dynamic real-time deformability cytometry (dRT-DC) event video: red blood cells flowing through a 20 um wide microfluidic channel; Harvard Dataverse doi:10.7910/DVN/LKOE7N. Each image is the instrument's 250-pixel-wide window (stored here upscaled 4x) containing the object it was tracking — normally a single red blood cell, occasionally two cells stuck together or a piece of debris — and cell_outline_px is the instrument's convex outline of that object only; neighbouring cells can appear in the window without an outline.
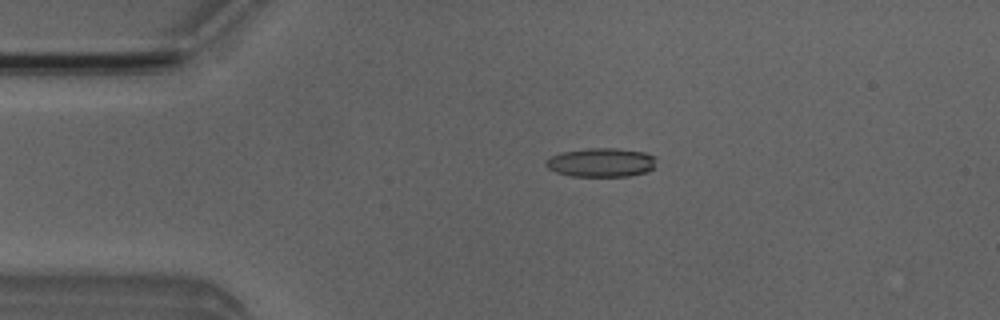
{"species": "Egyptian fruit bat (a non-hibernating species)", "species_latin": "Rousettus aegyptiacus", "temperature_condition": "room temperature", "stored_images_in_passage": 2, "camera_frame_rate_fps": 3000, "um_per_image_px": 0.085, "animal": {"sex": "male"}, "frame": {"image": 1, "passage_image": 1, "time_ms": 0.0, "image_size_px": [1000, 320], "cell_outline_px": [[656, 156], [652, 168], [648, 172], [628, 176], [572, 176], [556, 172], [548, 168], [544, 164], [544, 160], [560, 152], [588, 148], [616, 148], [644, 152]], "centroid_in_image_um": [51.07, 13.8], "position_along_channel_um": 33.9, "area_um2": 18.67}}